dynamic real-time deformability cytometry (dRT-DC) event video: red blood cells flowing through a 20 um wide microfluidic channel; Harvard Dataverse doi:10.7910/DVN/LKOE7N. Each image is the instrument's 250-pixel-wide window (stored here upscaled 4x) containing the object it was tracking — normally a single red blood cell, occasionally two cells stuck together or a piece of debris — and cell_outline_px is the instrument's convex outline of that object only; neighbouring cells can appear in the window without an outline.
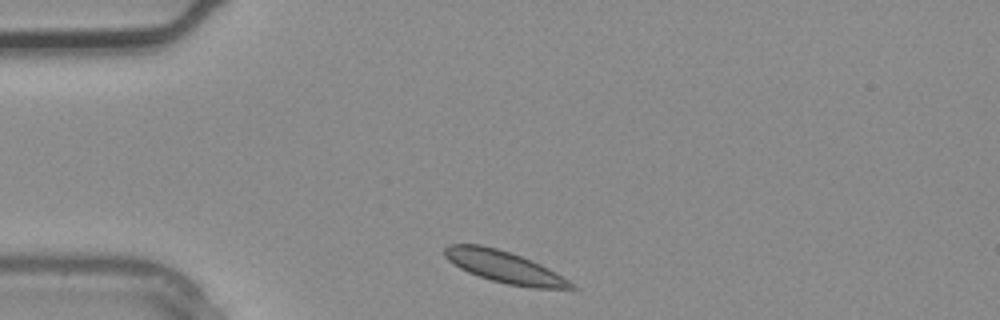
{"species": "common noctule bat (a hibernating species)", "species_latin": "Nyctalus noctula", "temperature_condition": "warm", "stored_images_in_passage": 1, "camera_frame_rate_fps": 3000, "um_per_image_px": 0.085, "animal": {"sex": "male", "body_mass_g": 20.4}, "frame": {"image": 1, "passage_image": 1, "time_ms": 0.0, "image_size_px": [1000, 320], "cell_outline_px": [[580, 288], [532, 288], [508, 284], [492, 280], [468, 272], [460, 268], [448, 260], [444, 256], [444, 248], [448, 244], [480, 244], [496, 248], [532, 260], [548, 268], [568, 280]], "centroid_in_image_um": [42.84, 22.68], "position_along_channel_um": 42.2, "area_um2": 23.12}}